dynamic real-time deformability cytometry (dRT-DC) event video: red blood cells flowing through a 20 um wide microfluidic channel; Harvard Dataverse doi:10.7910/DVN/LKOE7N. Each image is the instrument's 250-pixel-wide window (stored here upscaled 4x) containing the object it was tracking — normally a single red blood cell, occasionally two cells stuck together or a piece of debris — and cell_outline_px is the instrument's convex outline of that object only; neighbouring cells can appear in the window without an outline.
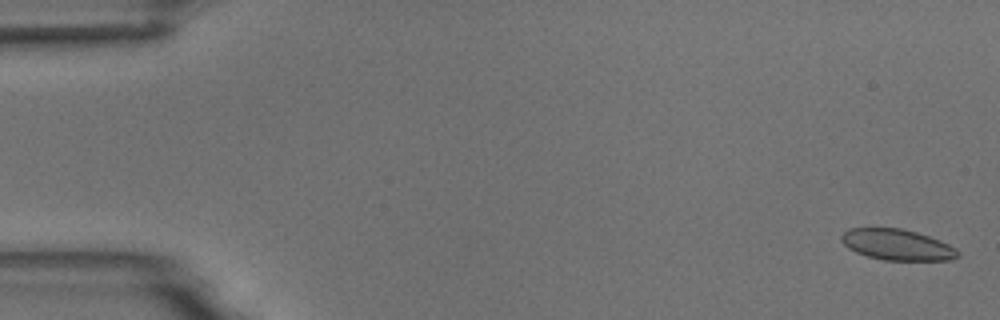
{"species": "common noctule bat (a hibernating species)", "species_latin": "Nyctalus noctula", "temperature_condition": "room temperature", "stored_images_in_passage": 7, "camera_frame_rate_fps": 3000, "um_per_image_px": 0.085, "animal": {"sex": "male", "body_mass_g": 18.8}, "frame": {"image": 1, "passage_image": 1, "time_ms": 0.0, "image_size_px": [1000, 320], "cell_outline_px": [[960, 256], [952, 260], [884, 260], [868, 256], [856, 252], [848, 248], [840, 240], [840, 236], [848, 228], [900, 228], [916, 232], [940, 240], [956, 248], [960, 252]], "centroid_in_image_um": [76.27, 20.8], "position_along_channel_um": 8.7, "area_um2": 21.04}}